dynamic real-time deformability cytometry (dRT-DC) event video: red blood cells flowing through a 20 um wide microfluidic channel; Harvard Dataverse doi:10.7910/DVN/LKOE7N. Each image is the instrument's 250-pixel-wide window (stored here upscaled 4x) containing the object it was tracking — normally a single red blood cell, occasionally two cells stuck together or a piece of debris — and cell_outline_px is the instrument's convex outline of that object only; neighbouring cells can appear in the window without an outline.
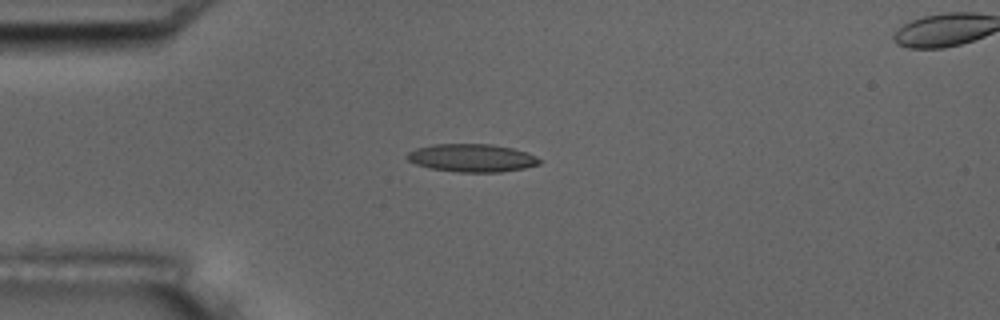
{"species": "common noctule bat (a hibernating species)", "species_latin": "Nyctalus noctula", "temperature_condition": "room temperature", "stored_images_in_passage": 4, "camera_frame_rate_fps": 3000, "um_per_image_px": 0.085, "animal": {"sex": "male", "body_mass_g": 17.5, "forearm_length_mm": 52.3}, "frame": {"image": 1, "passage_image": 3, "time_ms": 2.333, "image_size_px": [1000, 320], "cell_outline_px": [[540, 164], [524, 168], [500, 172], [456, 172], [428, 168], [416, 164], [408, 160], [404, 156], [408, 152], [416, 148], [432, 144], [492, 144], [512, 148], [536, 156], [540, 160]], "centroid_in_image_um": [40.06, 13.42], "position_along_channel_um": 44.9, "area_um2": 21.62}}